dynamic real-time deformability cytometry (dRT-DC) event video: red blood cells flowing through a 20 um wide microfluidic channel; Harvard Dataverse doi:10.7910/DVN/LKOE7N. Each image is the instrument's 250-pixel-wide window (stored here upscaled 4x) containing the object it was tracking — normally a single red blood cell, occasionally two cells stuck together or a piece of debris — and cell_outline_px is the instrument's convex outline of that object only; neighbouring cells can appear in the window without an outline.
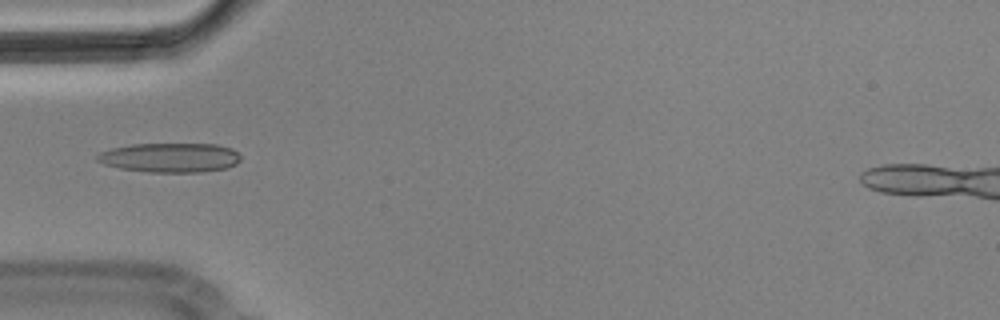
{"species": "Egyptian fruit bat (a non-hibernating species)", "species_latin": "Rousettus aegyptiacus", "temperature_condition": "cold", "stored_images_in_passage": 5, "camera_frame_rate_fps": 3000, "um_per_image_px": 0.085, "animal": {"sex": "male"}, "frame": {"image": 1, "passage_image": 4, "time_ms": 1.0, "image_size_px": [1000, 320], "cell_outline_px": [[240, 160], [236, 164], [228, 168], [200, 172], [148, 172], [120, 168], [104, 164], [96, 160], [96, 156], [100, 152], [112, 148], [132, 144], [216, 144], [232, 148], [240, 156]], "centroid_in_image_um": [14.46, 13.4], "position_along_channel_um": 70.5, "area_um2": 24.62}}